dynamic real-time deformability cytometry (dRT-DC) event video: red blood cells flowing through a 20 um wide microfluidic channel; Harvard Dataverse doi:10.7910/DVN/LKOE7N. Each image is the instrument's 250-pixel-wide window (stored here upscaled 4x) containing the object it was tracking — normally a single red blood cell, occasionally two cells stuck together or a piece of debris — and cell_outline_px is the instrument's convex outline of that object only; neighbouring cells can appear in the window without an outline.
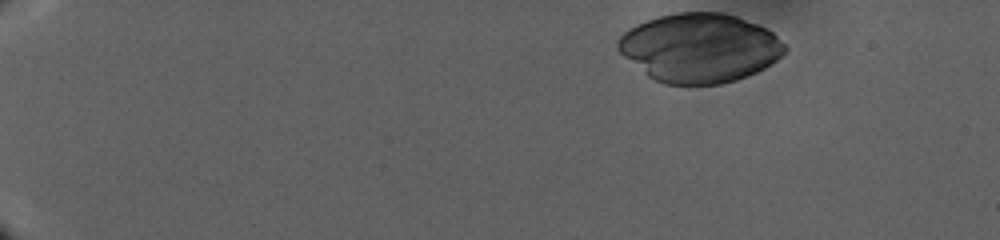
{"species": "human", "species_latin": "Homo sapiens", "temperature_condition": "warm", "stored_images_in_passage": 55, "camera_frame_rate_fps": 3000, "um_per_image_px": 0.085, "donor": {"sex": "male"}, "frame": {"image": 1, "passage_image": 1, "time_ms": 0.0, "image_size_px": [1000, 240], "cell_outline_px": [[788, 48], [776, 60], [764, 68], [756, 72], [736, 80], [720, 84], [664, 84], [652, 80], [624, 56], [616, 48], [616, 40], [628, 28], [636, 24], [660, 16], [676, 12], [724, 12], [736, 16], [756, 24], [772, 32]], "centroid_in_image_um": [59.43, 4.07], "position_along_channel_um": 25.6, "area_um2": 66.93}}